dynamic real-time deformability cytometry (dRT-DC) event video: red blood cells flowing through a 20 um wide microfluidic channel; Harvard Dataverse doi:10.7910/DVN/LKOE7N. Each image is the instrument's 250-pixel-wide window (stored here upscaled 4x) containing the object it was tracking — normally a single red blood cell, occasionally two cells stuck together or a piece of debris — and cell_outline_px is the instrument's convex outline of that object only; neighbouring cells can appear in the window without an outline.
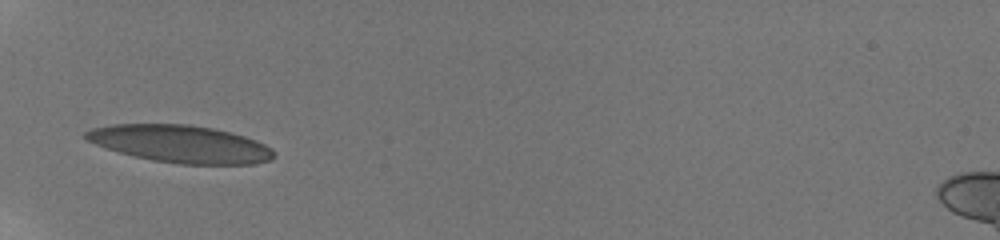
{"species": "human", "species_latin": "Homo sapiens", "temperature_condition": "room temperature", "stored_images_in_passage": 31, "camera_frame_rate_fps": 3000, "um_per_image_px": 0.085, "donor": {"sex": "male"}, "frame": {"image": 1, "passage_image": 1, "time_ms": 0.0, "image_size_px": [1000, 240], "cell_outline_px": [[276, 156], [272, 160], [256, 164], [180, 164], [152, 160], [104, 148], [84, 140], [84, 132], [92, 128], [112, 124], [188, 124], [212, 128], [244, 136], [256, 140], [272, 148], [276, 152]], "centroid_in_image_um": [15.34, 12.23], "position_along_channel_um": 69.7, "area_um2": 41.21}}
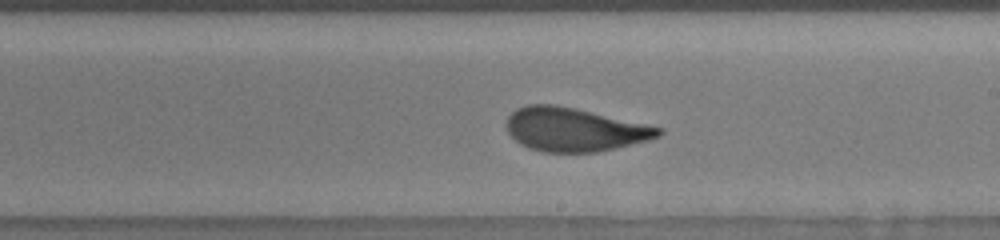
{"frame": {"image": 2, "passage_image": 15, "time_ms": 4.667, "image_size_px": [1000, 240], "cell_outline_px": [[664, 132], [660, 136], [648, 140], [596, 152], [544, 152], [528, 148], [520, 144], [508, 132], [504, 124], [508, 116], [516, 108], [528, 104], [556, 104], [576, 108], [664, 128]], "centroid_in_image_um": [48.79, 11.0], "position_along_channel_um": 240.2, "area_um2": 38.73}}
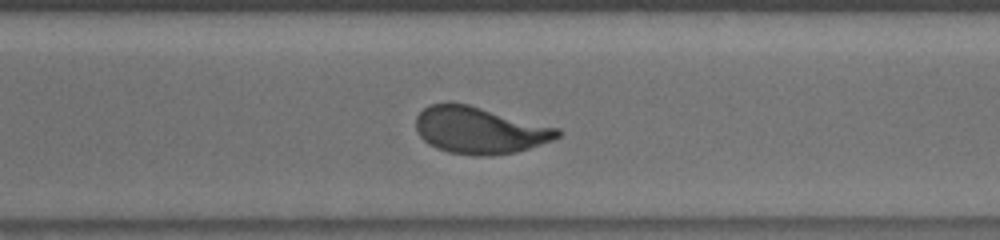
{"frame": {"image": 3, "passage_image": 22, "time_ms": 7.0, "image_size_px": [1000, 240], "cell_outline_px": [[560, 136], [552, 140], [516, 152], [492, 156], [476, 156], [448, 152], [436, 148], [428, 144], [416, 132], [416, 116], [428, 104], [468, 104], [560, 128]], "centroid_in_image_um": [40.76, 11.08], "position_along_channel_um": 329.8, "area_um2": 38.55}, "authors_computed_cell_mechanics": {"area_um2": 38.9572, "velocity_mm_per_s": 3.8523, "shape_relaxation_time_tau1_ms": 6.3162, "shape_relaxation_time_tau2_ms": 0.7818, "deformation_change_tau1": 0.2068, "deformation_change_tau2": 0.0718}}